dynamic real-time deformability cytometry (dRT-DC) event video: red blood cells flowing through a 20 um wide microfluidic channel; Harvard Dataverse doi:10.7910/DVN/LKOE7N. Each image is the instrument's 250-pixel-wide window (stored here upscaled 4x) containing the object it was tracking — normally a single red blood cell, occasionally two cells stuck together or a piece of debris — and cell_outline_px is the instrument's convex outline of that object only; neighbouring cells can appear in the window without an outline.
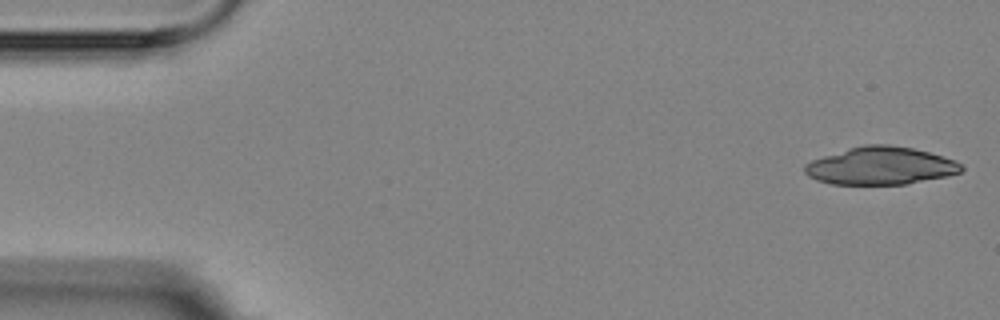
{"species": "Egyptian fruit bat (a non-hibernating species)", "species_latin": "Rousettus aegyptiacus", "temperature_condition": "room temperature", "stored_images_in_passage": 4, "camera_frame_rate_fps": 3000, "um_per_image_px": 0.085, "animal": {"sex": "female"}, "frame": {"image": 1, "passage_image": 1, "time_ms": 0.0, "image_size_px": [1000, 320], "cell_outline_px": [[964, 168], [960, 172], [948, 176], [908, 184], [832, 184], [816, 180], [808, 176], [804, 172], [804, 164], [812, 160], [848, 148], [864, 144], [888, 144], [912, 148], [928, 152], [956, 160]], "centroid_in_image_um": [74.85, 14.1], "position_along_channel_um": 10.2, "area_um2": 34.45}}